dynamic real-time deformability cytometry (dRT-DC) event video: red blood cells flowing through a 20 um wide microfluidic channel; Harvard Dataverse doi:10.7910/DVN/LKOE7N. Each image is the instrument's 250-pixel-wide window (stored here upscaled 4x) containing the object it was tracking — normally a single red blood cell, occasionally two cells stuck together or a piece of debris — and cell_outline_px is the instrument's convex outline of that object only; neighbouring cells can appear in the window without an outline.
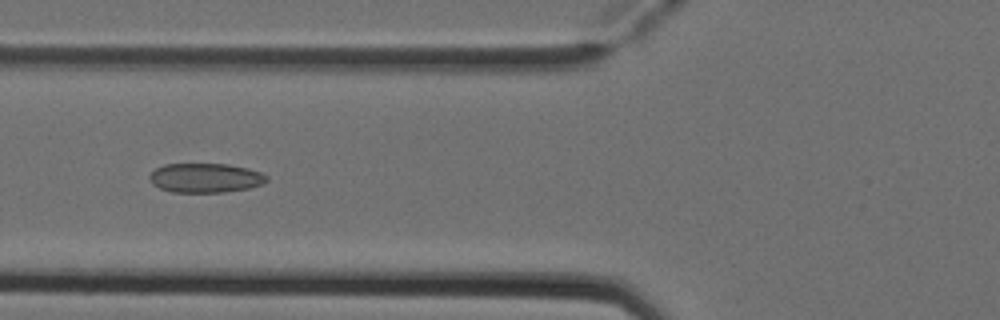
{"species": "Egyptian fruit bat (a non-hibernating species)", "species_latin": "Rousettus aegyptiacus", "temperature_condition": "cold", "stored_images_in_passage": 4, "camera_frame_rate_fps": 3000, "um_per_image_px": 0.085, "animal": {"sex": "female"}, "frame": {"image": 1, "passage_image": 4, "time_ms": 1.0, "image_size_px": [1000, 320], "cell_outline_px": [[268, 180], [264, 184], [248, 188], [224, 192], [172, 192], [160, 188], [152, 184], [148, 176], [156, 168], [164, 164], [228, 164], [248, 168], [260, 172], [268, 176]], "centroid_in_image_um": [17.47, 15.12], "position_along_channel_um": 108.3, "area_um2": 20.11}}